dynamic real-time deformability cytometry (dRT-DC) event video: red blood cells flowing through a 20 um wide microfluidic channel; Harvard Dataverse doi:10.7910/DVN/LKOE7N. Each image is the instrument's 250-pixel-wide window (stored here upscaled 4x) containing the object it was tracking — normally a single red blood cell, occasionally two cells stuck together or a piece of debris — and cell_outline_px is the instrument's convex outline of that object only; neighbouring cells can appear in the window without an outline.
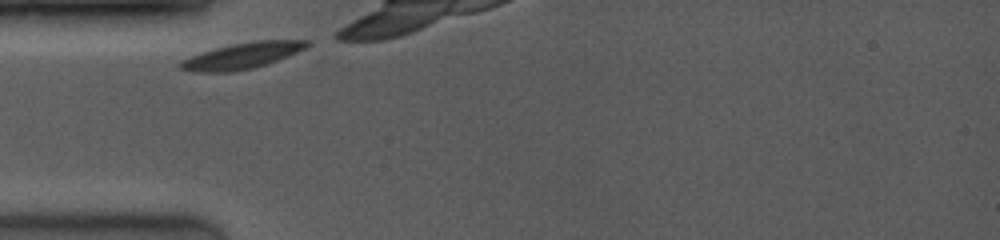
{"species": "common noctule bat (a hibernating species)", "species_latin": "Nyctalus noctula", "temperature_condition": "room temperature", "stored_images_in_passage": 13, "camera_frame_rate_fps": 4000, "um_per_image_px": 0.085, "animal": {"sex": "female", "body_mass_g": 19.0, "forearm_length_mm": 53.3}, "frame": {"image": 1, "passage_image": 1, "time_ms": 0.0, "image_size_px": [1000, 240], "cell_outline_px": [[308, 44], [304, 48], [296, 52], [276, 60], [252, 68], [228, 72], [196, 72], [180, 68], [180, 64], [184, 60], [192, 56], [216, 48], [232, 44], [256, 40], [308, 40]], "centroid_in_image_um": [20.58, 4.73], "position_along_channel_um": 64.4, "area_um2": 18.5}}